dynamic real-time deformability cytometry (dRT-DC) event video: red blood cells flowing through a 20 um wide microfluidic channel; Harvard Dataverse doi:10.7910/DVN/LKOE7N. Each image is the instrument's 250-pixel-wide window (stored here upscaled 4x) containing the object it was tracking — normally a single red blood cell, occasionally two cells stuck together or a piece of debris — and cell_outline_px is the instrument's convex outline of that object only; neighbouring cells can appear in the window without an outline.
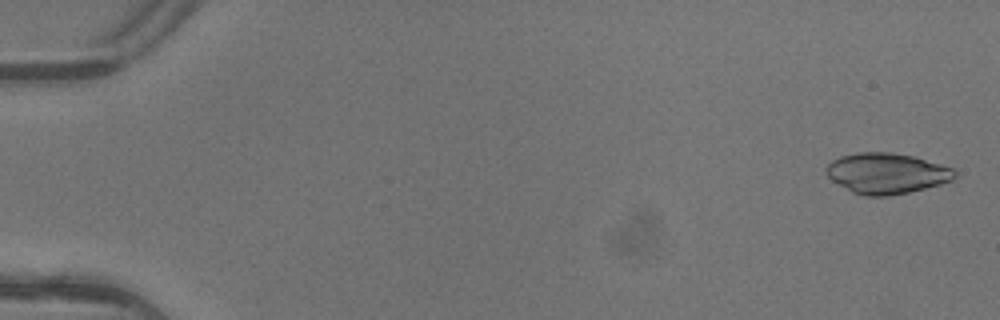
{"species": "common noctule bat (a hibernating species)", "species_latin": "Nyctalus noctula", "temperature_condition": "warm", "stored_images_in_passage": 5, "camera_frame_rate_fps": 3000, "um_per_image_px": 0.085, "animal": {"sex": "female"}, "frame": {"image": 1, "passage_image": 1, "time_ms": 0.0, "image_size_px": [1000, 320], "cell_outline_px": [[956, 176], [952, 180], [940, 184], [908, 192], [888, 196], [868, 196], [852, 192], [832, 180], [828, 176], [824, 168], [832, 160], [840, 156], [860, 152], [888, 152], [912, 156], [940, 164], [952, 168], [956, 172]], "centroid_in_image_um": [75.34, 14.73], "position_along_channel_um": 9.7, "area_um2": 30.17}}